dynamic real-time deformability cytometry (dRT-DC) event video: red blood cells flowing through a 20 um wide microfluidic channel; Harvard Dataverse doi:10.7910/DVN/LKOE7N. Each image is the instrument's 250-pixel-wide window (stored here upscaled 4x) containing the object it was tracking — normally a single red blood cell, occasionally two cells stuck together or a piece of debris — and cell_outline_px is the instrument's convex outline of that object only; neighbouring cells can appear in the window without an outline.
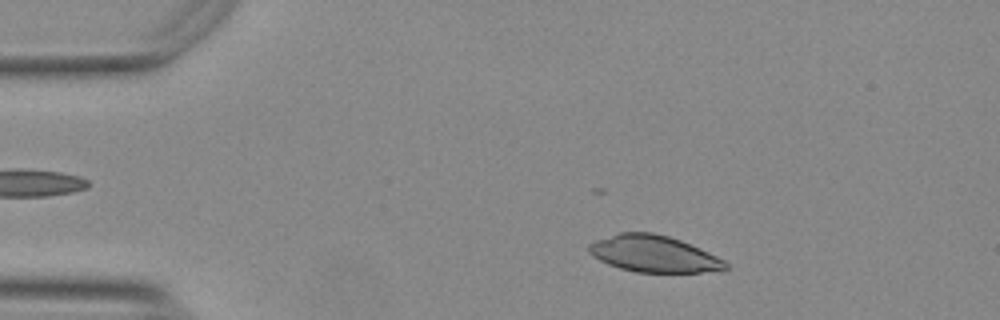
{"species": "Egyptian fruit bat (a non-hibernating species)", "species_latin": "Rousettus aegyptiacus", "temperature_condition": "warm", "stored_images_in_passage": 22, "camera_frame_rate_fps": 3000, "um_per_image_px": 0.085, "animal": {"sex": "female"}, "frame": {"image": 1, "passage_image": 7, "time_ms": 2.0, "image_size_px": [1000, 320], "cell_outline_px": [[728, 268], [700, 272], [636, 272], [620, 268], [608, 264], [592, 256], [588, 252], [588, 244], [596, 240], [620, 232], [652, 232], [668, 236], [680, 240], [708, 252], [724, 260], [728, 264]], "centroid_in_image_um": [55.52, 21.57], "position_along_channel_um": 29.5, "area_um2": 28.9}}
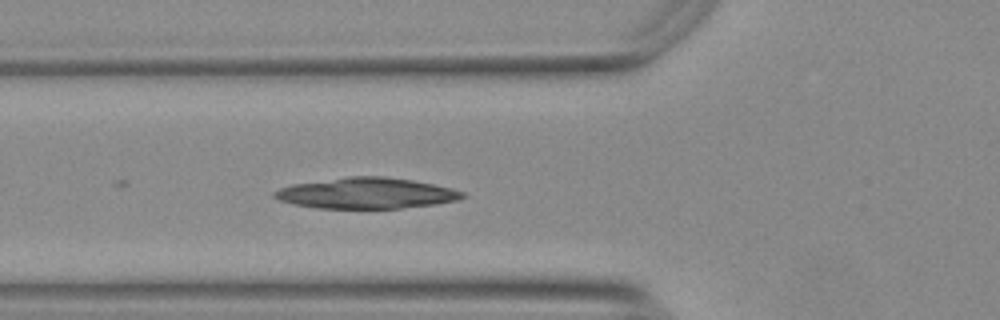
{"frame": {"image": 2, "passage_image": 17, "time_ms": 5.333, "image_size_px": [1000, 320], "cell_outline_px": [[468, 196], [460, 200], [436, 204], [400, 208], [316, 208], [292, 204], [280, 200], [272, 196], [272, 192], [280, 188], [292, 184], [348, 176], [384, 176], [412, 180], [452, 188], [464, 192]], "centroid_in_image_um": [31.15, 16.42], "position_along_channel_um": 94.6, "area_um2": 33.99}}
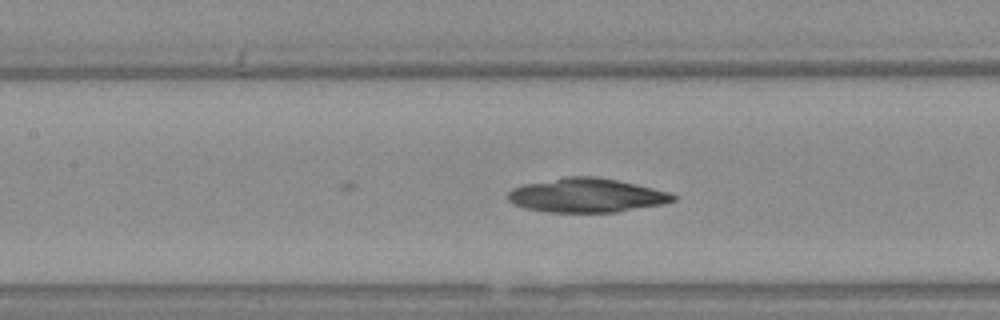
{"frame": {"image": 3, "passage_image": 22, "time_ms": 7.0, "image_size_px": [1000, 320], "cell_outline_px": [[676, 200], [664, 204], [616, 212], [548, 212], [524, 208], [508, 200], [508, 192], [512, 188], [524, 184], [568, 176], [596, 176], [616, 180], [672, 192], [676, 196]], "centroid_in_image_um": [49.88, 16.6], "position_along_channel_um": 157.5, "area_um2": 32.77}}